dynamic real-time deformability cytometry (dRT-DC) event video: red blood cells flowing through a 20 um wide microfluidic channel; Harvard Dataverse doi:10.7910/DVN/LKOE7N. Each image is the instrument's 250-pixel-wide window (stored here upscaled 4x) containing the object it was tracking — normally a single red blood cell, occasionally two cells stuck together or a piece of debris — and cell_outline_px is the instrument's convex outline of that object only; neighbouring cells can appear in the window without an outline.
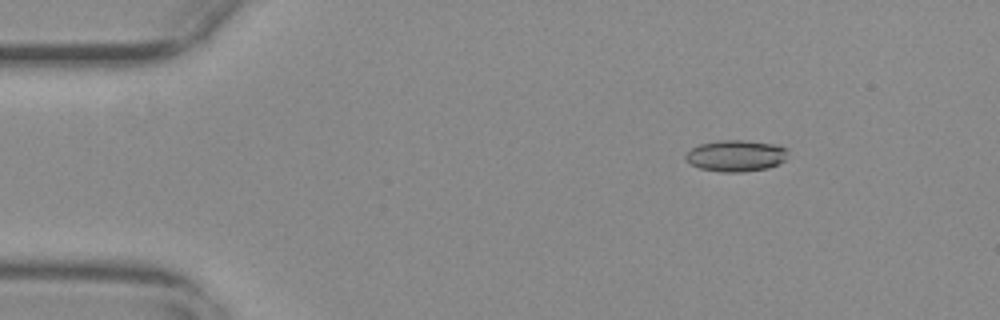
{"species": "common noctule bat (a hibernating species)", "species_latin": "Nyctalus noctula", "temperature_condition": "warm", "stored_images_in_passage": 58, "segment_of_instrument_passage": [1, 2], "camera_frame_rate_fps": 3000, "um_per_image_px": 0.085, "animal": {"sex": "female", "body_mass_g": 29.2, "forearm_length_mm": 56.3}, "frame": {"image": 1, "passage_image": 9, "time_ms": 2.667, "image_size_px": [1000, 320], "cell_outline_px": [[788, 148], [784, 160], [768, 168], [744, 172], [720, 172], [700, 168], [692, 164], [684, 156], [692, 148], [700, 144], [720, 140], [744, 140], [772, 144]], "centroid_in_image_um": [62.55, 13.24], "position_along_channel_um": 22.5, "area_um2": 18.5}}
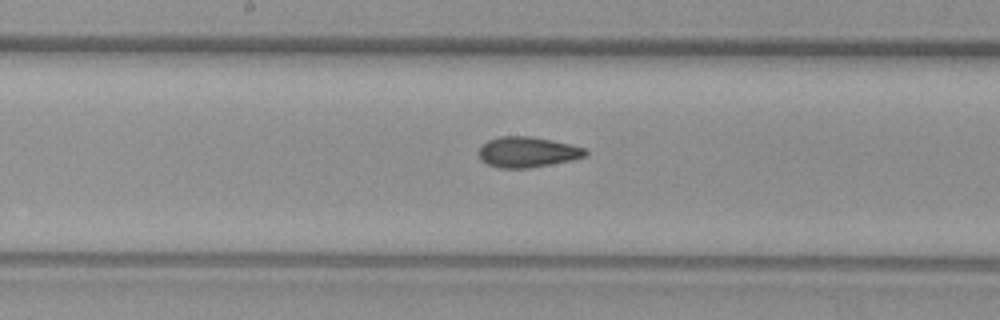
{"frame": {"image": 2, "passage_image": 30, "time_ms": 9.667, "image_size_px": [1000, 320], "cell_outline_px": [[588, 152], [584, 156], [572, 160], [528, 168], [500, 168], [488, 164], [480, 160], [476, 152], [488, 140], [500, 136], [532, 136], [568, 144], [584, 148]], "centroid_in_image_um": [44.77, 12.93], "position_along_channel_um": 203.4, "area_um2": 18.84}}
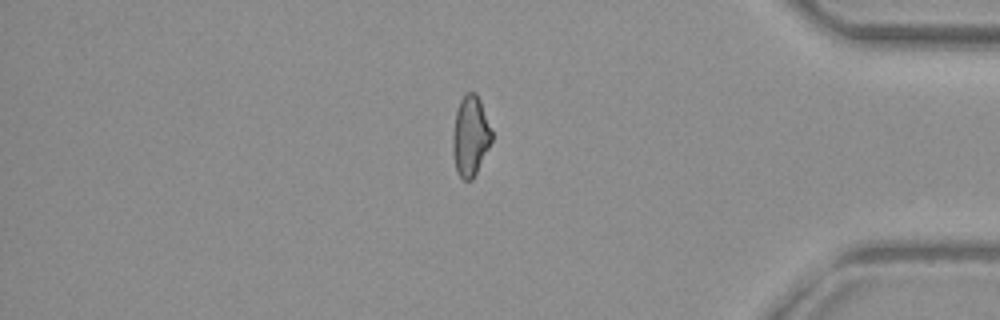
{"frame": {"image": 3, "passage_image": 48, "time_ms": 15.667, "image_size_px": [1000, 320], "cell_outline_px": [[492, 140], [472, 180], [464, 180], [456, 172], [452, 152], [452, 136], [456, 112], [460, 100], [468, 92], [476, 92], [480, 100], [492, 132]], "centroid_in_image_um": [39.96, 11.57], "position_along_channel_um": 395.2, "area_um2": 18.03}}